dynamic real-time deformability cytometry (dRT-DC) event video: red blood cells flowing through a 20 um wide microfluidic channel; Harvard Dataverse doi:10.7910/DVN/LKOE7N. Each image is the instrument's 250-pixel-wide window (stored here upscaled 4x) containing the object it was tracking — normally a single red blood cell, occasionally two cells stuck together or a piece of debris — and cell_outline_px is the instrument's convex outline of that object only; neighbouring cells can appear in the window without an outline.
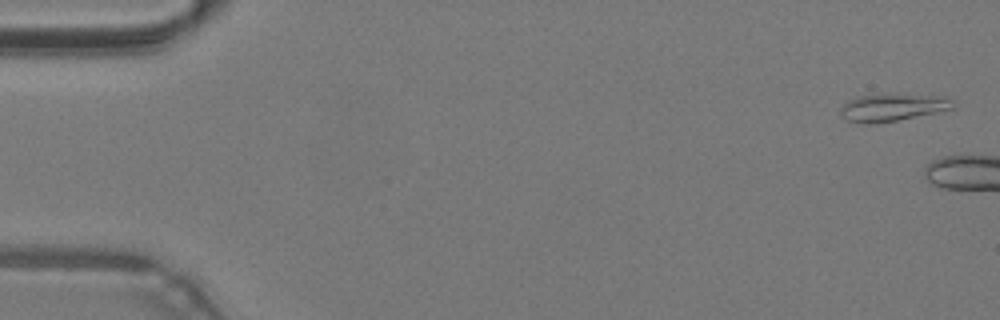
{"species": "common noctule bat (a hibernating species)", "species_latin": "Nyctalus noctula", "temperature_condition": "warm", "stored_images_in_passage": 6, "camera_frame_rate_fps": 3000, "um_per_image_px": 0.085, "animal": {"sex": "male", "body_mass_g": 19.2, "forearm_length_mm": 51.8}, "frame": {"image": 1, "passage_image": 2, "time_ms": 0.333, "image_size_px": [1000, 320], "cell_outline_px": [[956, 108], [876, 124], [860, 124], [848, 120], [840, 116], [840, 108], [848, 100], [856, 96], [884, 92], [944, 96], [952, 100], [956, 104]], "centroid_in_image_um": [75.84, 9.09], "position_along_channel_um": 9.2, "area_um2": 18.73}}